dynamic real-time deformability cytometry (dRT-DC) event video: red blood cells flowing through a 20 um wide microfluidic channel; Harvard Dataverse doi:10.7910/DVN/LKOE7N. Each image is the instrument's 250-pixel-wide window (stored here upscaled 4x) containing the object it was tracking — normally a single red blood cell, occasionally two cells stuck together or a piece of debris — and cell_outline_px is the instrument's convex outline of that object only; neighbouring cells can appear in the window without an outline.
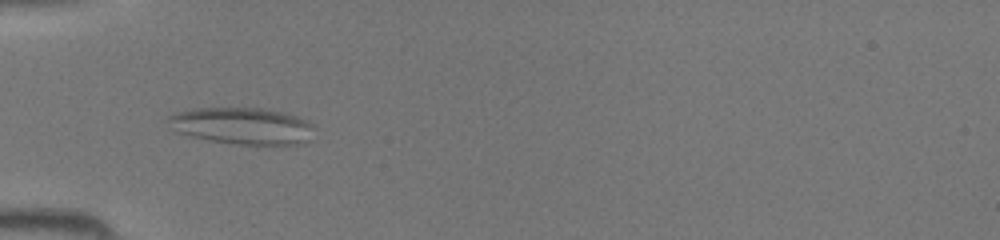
{"species": "common noctule bat (a hibernating species)", "species_latin": "Nyctalus noctula", "temperature_condition": "room temperature", "stored_images_in_passage": 32, "camera_frame_rate_fps": 3000, "um_per_image_px": 0.085, "animal": {"sex": "female", "body_mass_g": 19.5, "forearm_length_mm": 54.1}, "frame": {"image": 1, "passage_image": 1, "time_ms": 0.0, "image_size_px": [1000, 240], "cell_outline_px": [[316, 128], [308, 140], [300, 144], [236, 144], [208, 140], [176, 132], [168, 120], [168, 116], [176, 112], [196, 108], [260, 108], [284, 112], [296, 116], [312, 124]], "centroid_in_image_um": [20.6, 10.69], "position_along_channel_um": 64.4, "area_um2": 31.1}}
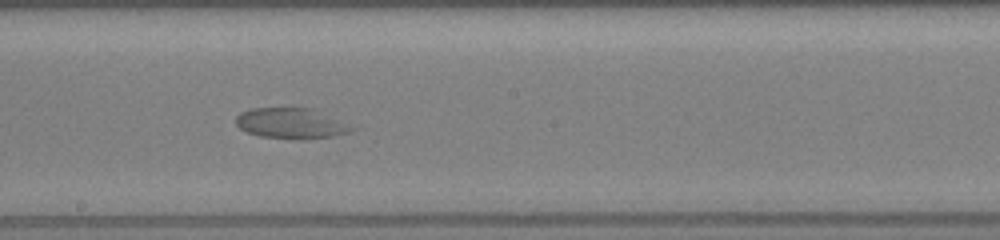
{"frame": {"image": 2, "passage_image": 12, "time_ms": 3.667, "image_size_px": [1000, 240], "cell_outline_px": [[356, 128], [352, 132], [336, 136], [304, 140], [292, 140], [260, 136], [248, 132], [240, 128], [236, 124], [236, 116], [240, 112], [252, 108], [312, 108]], "centroid_in_image_um": [24.74, 10.51], "position_along_channel_um": 223.5, "area_um2": 20.81}}
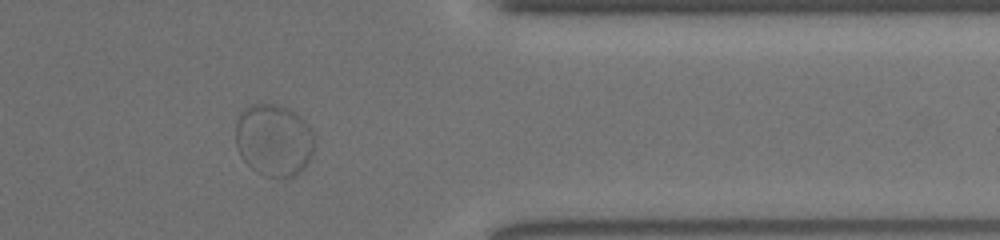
{"frame": {"image": 3, "passage_image": 24, "time_ms": 7.667, "image_size_px": [1000, 240], "cell_outline_px": [[316, 144], [312, 156], [304, 168], [296, 176], [264, 176], [256, 172], [240, 156], [236, 148], [236, 120], [240, 112], [244, 108], [252, 104], [276, 104], [288, 108], [300, 116], [312, 132], [316, 140]], "centroid_in_image_um": [23.28, 11.9], "position_along_channel_um": 388.1, "area_um2": 33.47}}